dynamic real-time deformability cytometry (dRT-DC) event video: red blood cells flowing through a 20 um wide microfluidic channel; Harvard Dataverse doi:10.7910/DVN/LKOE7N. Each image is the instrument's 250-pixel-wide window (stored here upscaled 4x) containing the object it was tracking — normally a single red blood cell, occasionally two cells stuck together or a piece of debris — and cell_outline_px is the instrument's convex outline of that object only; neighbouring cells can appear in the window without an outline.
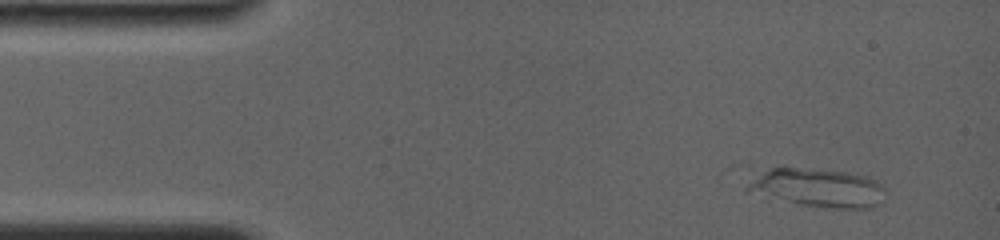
{"species": "common noctule bat (a hibernating species)", "species_latin": "Nyctalus noctula", "temperature_condition": "room temperature", "stored_images_in_passage": 11, "camera_frame_rate_fps": 4000, "um_per_image_px": 0.085, "animal": {"sex": "female", "body_mass_g": 19.0, "forearm_length_mm": 56.7}, "frame": {"image": 1, "passage_image": 4, "time_ms": 1.0, "image_size_px": [1000, 240], "cell_outline_px": [[884, 188], [880, 204], [868, 208], [832, 208], [796, 204], [744, 192], [744, 188], [760, 168], [784, 164], [848, 172], [864, 176], [876, 180]], "centroid_in_image_um": [69.34, 15.9], "position_along_channel_um": 15.7, "area_um2": 32.37}}